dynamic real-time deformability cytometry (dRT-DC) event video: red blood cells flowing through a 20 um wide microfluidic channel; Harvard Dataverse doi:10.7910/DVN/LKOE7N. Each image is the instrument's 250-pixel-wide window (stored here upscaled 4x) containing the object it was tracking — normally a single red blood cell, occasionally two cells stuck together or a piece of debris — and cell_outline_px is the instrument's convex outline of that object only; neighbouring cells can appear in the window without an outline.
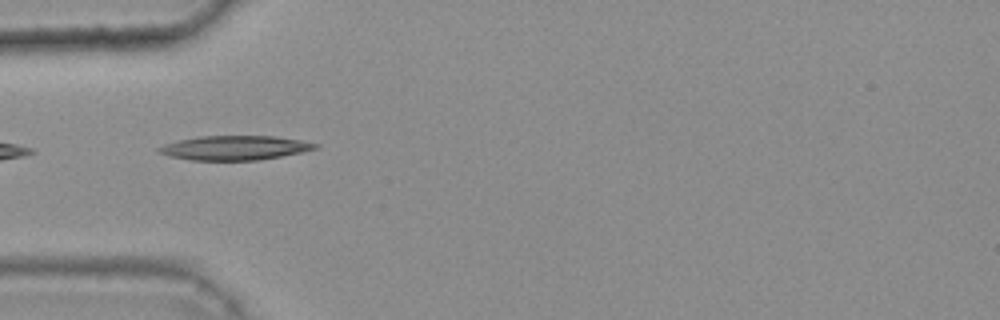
{"species": "common noctule bat (a hibernating species)", "species_latin": "Nyctalus noctula", "temperature_condition": "warm", "stored_images_in_passage": 3, "camera_frame_rate_fps": 3000, "um_per_image_px": 0.085, "animal": {"sex": "female", "body_mass_g": 25.1}, "frame": {"image": 1, "passage_image": 1, "time_ms": 0.0, "image_size_px": [1000, 320], "cell_outline_px": [[320, 144], [316, 148], [300, 152], [280, 156], [256, 160], [192, 160], [168, 156], [160, 152], [156, 148], [164, 144], [180, 140], [200, 136], [276, 136], [300, 140]], "centroid_in_image_um": [19.93, 12.56], "position_along_channel_um": 65.1, "area_um2": 21.91}}